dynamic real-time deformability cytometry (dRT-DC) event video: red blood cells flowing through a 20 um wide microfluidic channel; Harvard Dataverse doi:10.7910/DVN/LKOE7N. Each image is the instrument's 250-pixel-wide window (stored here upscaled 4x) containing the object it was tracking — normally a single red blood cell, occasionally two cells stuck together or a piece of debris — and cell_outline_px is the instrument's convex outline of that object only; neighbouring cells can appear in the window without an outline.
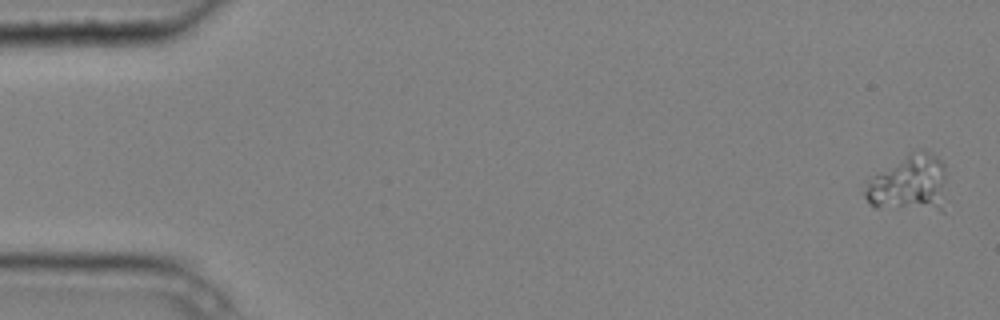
{"species": "common noctule bat (a hibernating species)", "species_latin": "Nyctalus noctula", "temperature_condition": "cold", "stored_images_in_passage": 5, "camera_frame_rate_fps": 3000, "um_per_image_px": 0.085, "animal": {"sex": "male", "body_mass_g": 20.4}, "frame": {"image": 1, "passage_image": 1, "time_ms": 0.0, "image_size_px": [1000, 320], "cell_outline_px": [[944, 180], [932, 204], [876, 208], [872, 208], [864, 196], [864, 192], [868, 180], [872, 176], [908, 152], [920, 148], [936, 156], [944, 164]], "centroid_in_image_um": [77.07, 15.42], "position_along_channel_um": 7.9, "area_um2": 24.68}}
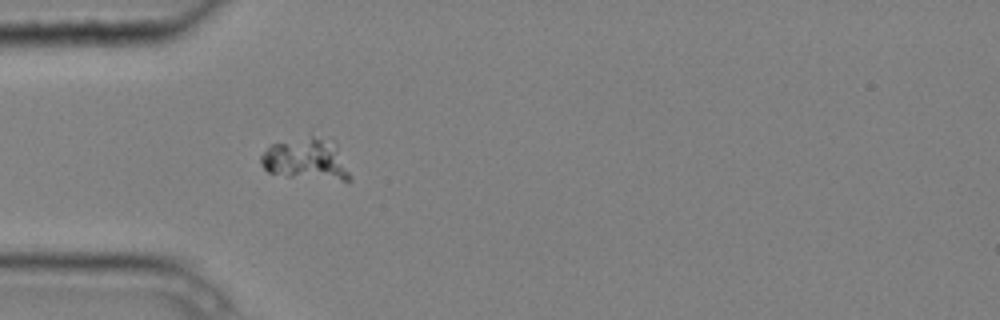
{"frame": {"image": 2, "passage_image": 5, "time_ms": 1.333, "image_size_px": [1000, 320], "cell_outline_px": [[352, 180], [344, 180], [288, 176], [268, 172], [260, 164], [260, 156], [272, 144], [312, 136], [336, 144], [352, 176]], "centroid_in_image_um": [26.02, 13.56], "position_along_channel_um": 59.0, "area_um2": 21.04}}